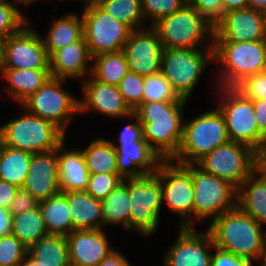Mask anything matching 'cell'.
<instances>
[{
  "mask_svg": "<svg viewBox=\"0 0 266 266\" xmlns=\"http://www.w3.org/2000/svg\"><path fill=\"white\" fill-rule=\"evenodd\" d=\"M208 226L207 230L216 247L246 258L252 263L258 261L262 264L265 256L266 228L263 230L262 225L238 206L217 217Z\"/></svg>",
  "mask_w": 266,
  "mask_h": 266,
  "instance_id": "cell-1",
  "label": "cell"
},
{
  "mask_svg": "<svg viewBox=\"0 0 266 266\" xmlns=\"http://www.w3.org/2000/svg\"><path fill=\"white\" fill-rule=\"evenodd\" d=\"M187 102L183 98L170 102H142L134 110L143 126V138L162 159H171L178 152Z\"/></svg>",
  "mask_w": 266,
  "mask_h": 266,
  "instance_id": "cell-2",
  "label": "cell"
},
{
  "mask_svg": "<svg viewBox=\"0 0 266 266\" xmlns=\"http://www.w3.org/2000/svg\"><path fill=\"white\" fill-rule=\"evenodd\" d=\"M151 27L157 32L163 48H213V24L190 3L159 19Z\"/></svg>",
  "mask_w": 266,
  "mask_h": 266,
  "instance_id": "cell-3",
  "label": "cell"
},
{
  "mask_svg": "<svg viewBox=\"0 0 266 266\" xmlns=\"http://www.w3.org/2000/svg\"><path fill=\"white\" fill-rule=\"evenodd\" d=\"M229 141L224 116L216 107L190 120L184 118L181 143L171 159L181 164H196L219 145Z\"/></svg>",
  "mask_w": 266,
  "mask_h": 266,
  "instance_id": "cell-4",
  "label": "cell"
},
{
  "mask_svg": "<svg viewBox=\"0 0 266 266\" xmlns=\"http://www.w3.org/2000/svg\"><path fill=\"white\" fill-rule=\"evenodd\" d=\"M214 65L221 69L216 87H236L245 78L266 71V40L213 42Z\"/></svg>",
  "mask_w": 266,
  "mask_h": 266,
  "instance_id": "cell-5",
  "label": "cell"
},
{
  "mask_svg": "<svg viewBox=\"0 0 266 266\" xmlns=\"http://www.w3.org/2000/svg\"><path fill=\"white\" fill-rule=\"evenodd\" d=\"M20 116L0 125V142L31 154L57 149L66 135L53 122L37 117L22 107Z\"/></svg>",
  "mask_w": 266,
  "mask_h": 266,
  "instance_id": "cell-6",
  "label": "cell"
},
{
  "mask_svg": "<svg viewBox=\"0 0 266 266\" xmlns=\"http://www.w3.org/2000/svg\"><path fill=\"white\" fill-rule=\"evenodd\" d=\"M216 88V107L224 116L230 141L249 146L266 160V137L257 128L252 100L235 87Z\"/></svg>",
  "mask_w": 266,
  "mask_h": 266,
  "instance_id": "cell-7",
  "label": "cell"
},
{
  "mask_svg": "<svg viewBox=\"0 0 266 266\" xmlns=\"http://www.w3.org/2000/svg\"><path fill=\"white\" fill-rule=\"evenodd\" d=\"M211 62H214L213 48H164L160 72L178 96L189 101L201 75H204L205 69Z\"/></svg>",
  "mask_w": 266,
  "mask_h": 266,
  "instance_id": "cell-8",
  "label": "cell"
},
{
  "mask_svg": "<svg viewBox=\"0 0 266 266\" xmlns=\"http://www.w3.org/2000/svg\"><path fill=\"white\" fill-rule=\"evenodd\" d=\"M129 192V232L151 237L158 230L162 209V186L153 174L122 180Z\"/></svg>",
  "mask_w": 266,
  "mask_h": 266,
  "instance_id": "cell-9",
  "label": "cell"
},
{
  "mask_svg": "<svg viewBox=\"0 0 266 266\" xmlns=\"http://www.w3.org/2000/svg\"><path fill=\"white\" fill-rule=\"evenodd\" d=\"M162 186V204L180 215L181 228H193L194 189L192 164L163 159L155 172Z\"/></svg>",
  "mask_w": 266,
  "mask_h": 266,
  "instance_id": "cell-10",
  "label": "cell"
},
{
  "mask_svg": "<svg viewBox=\"0 0 266 266\" xmlns=\"http://www.w3.org/2000/svg\"><path fill=\"white\" fill-rule=\"evenodd\" d=\"M265 160L249 146L229 141L219 145L196 164L204 171L227 181L236 189Z\"/></svg>",
  "mask_w": 266,
  "mask_h": 266,
  "instance_id": "cell-11",
  "label": "cell"
},
{
  "mask_svg": "<svg viewBox=\"0 0 266 266\" xmlns=\"http://www.w3.org/2000/svg\"><path fill=\"white\" fill-rule=\"evenodd\" d=\"M194 189L193 228L196 223L217 217L237 206V189L227 181L192 164Z\"/></svg>",
  "mask_w": 266,
  "mask_h": 266,
  "instance_id": "cell-12",
  "label": "cell"
},
{
  "mask_svg": "<svg viewBox=\"0 0 266 266\" xmlns=\"http://www.w3.org/2000/svg\"><path fill=\"white\" fill-rule=\"evenodd\" d=\"M66 80L50 78L20 106L29 113L53 122L65 134L75 115H79V99L64 88Z\"/></svg>",
  "mask_w": 266,
  "mask_h": 266,
  "instance_id": "cell-13",
  "label": "cell"
},
{
  "mask_svg": "<svg viewBox=\"0 0 266 266\" xmlns=\"http://www.w3.org/2000/svg\"><path fill=\"white\" fill-rule=\"evenodd\" d=\"M83 8V36L91 57L123 50L132 30L96 3H88Z\"/></svg>",
  "mask_w": 266,
  "mask_h": 266,
  "instance_id": "cell-14",
  "label": "cell"
},
{
  "mask_svg": "<svg viewBox=\"0 0 266 266\" xmlns=\"http://www.w3.org/2000/svg\"><path fill=\"white\" fill-rule=\"evenodd\" d=\"M27 23L19 32L4 38L1 68L50 69L42 36Z\"/></svg>",
  "mask_w": 266,
  "mask_h": 266,
  "instance_id": "cell-15",
  "label": "cell"
},
{
  "mask_svg": "<svg viewBox=\"0 0 266 266\" xmlns=\"http://www.w3.org/2000/svg\"><path fill=\"white\" fill-rule=\"evenodd\" d=\"M214 242L211 234L195 228H178L175 242L167 248L162 266H211Z\"/></svg>",
  "mask_w": 266,
  "mask_h": 266,
  "instance_id": "cell-16",
  "label": "cell"
},
{
  "mask_svg": "<svg viewBox=\"0 0 266 266\" xmlns=\"http://www.w3.org/2000/svg\"><path fill=\"white\" fill-rule=\"evenodd\" d=\"M213 27V42L266 40L264 12L248 7L223 13Z\"/></svg>",
  "mask_w": 266,
  "mask_h": 266,
  "instance_id": "cell-17",
  "label": "cell"
},
{
  "mask_svg": "<svg viewBox=\"0 0 266 266\" xmlns=\"http://www.w3.org/2000/svg\"><path fill=\"white\" fill-rule=\"evenodd\" d=\"M163 49L151 26L131 31L123 48L129 71L143 77L160 72Z\"/></svg>",
  "mask_w": 266,
  "mask_h": 266,
  "instance_id": "cell-18",
  "label": "cell"
},
{
  "mask_svg": "<svg viewBox=\"0 0 266 266\" xmlns=\"http://www.w3.org/2000/svg\"><path fill=\"white\" fill-rule=\"evenodd\" d=\"M82 99H79V114L96 111L103 116L125 119L134 111L125 102L118 86L101 83L91 75L82 83Z\"/></svg>",
  "mask_w": 266,
  "mask_h": 266,
  "instance_id": "cell-19",
  "label": "cell"
},
{
  "mask_svg": "<svg viewBox=\"0 0 266 266\" xmlns=\"http://www.w3.org/2000/svg\"><path fill=\"white\" fill-rule=\"evenodd\" d=\"M22 188L38 202L61 192L58 176V148L32 155Z\"/></svg>",
  "mask_w": 266,
  "mask_h": 266,
  "instance_id": "cell-20",
  "label": "cell"
},
{
  "mask_svg": "<svg viewBox=\"0 0 266 266\" xmlns=\"http://www.w3.org/2000/svg\"><path fill=\"white\" fill-rule=\"evenodd\" d=\"M104 229L74 230L66 236L71 266H98L116 249Z\"/></svg>",
  "mask_w": 266,
  "mask_h": 266,
  "instance_id": "cell-21",
  "label": "cell"
},
{
  "mask_svg": "<svg viewBox=\"0 0 266 266\" xmlns=\"http://www.w3.org/2000/svg\"><path fill=\"white\" fill-rule=\"evenodd\" d=\"M113 147L116 149L118 175L122 179L153 174L163 160L146 141L128 142Z\"/></svg>",
  "mask_w": 266,
  "mask_h": 266,
  "instance_id": "cell-22",
  "label": "cell"
},
{
  "mask_svg": "<svg viewBox=\"0 0 266 266\" xmlns=\"http://www.w3.org/2000/svg\"><path fill=\"white\" fill-rule=\"evenodd\" d=\"M51 78L82 82L91 75L92 57L82 36L78 41L57 50L50 58Z\"/></svg>",
  "mask_w": 266,
  "mask_h": 266,
  "instance_id": "cell-23",
  "label": "cell"
},
{
  "mask_svg": "<svg viewBox=\"0 0 266 266\" xmlns=\"http://www.w3.org/2000/svg\"><path fill=\"white\" fill-rule=\"evenodd\" d=\"M237 206L258 224L266 225V160L237 189Z\"/></svg>",
  "mask_w": 266,
  "mask_h": 266,
  "instance_id": "cell-24",
  "label": "cell"
},
{
  "mask_svg": "<svg viewBox=\"0 0 266 266\" xmlns=\"http://www.w3.org/2000/svg\"><path fill=\"white\" fill-rule=\"evenodd\" d=\"M64 141L58 147V176L61 192L86 190L90 173L82 151L66 150ZM79 149V150H78Z\"/></svg>",
  "mask_w": 266,
  "mask_h": 266,
  "instance_id": "cell-25",
  "label": "cell"
},
{
  "mask_svg": "<svg viewBox=\"0 0 266 266\" xmlns=\"http://www.w3.org/2000/svg\"><path fill=\"white\" fill-rule=\"evenodd\" d=\"M0 77L8 83L7 94L20 106L51 78V74L50 69L1 68Z\"/></svg>",
  "mask_w": 266,
  "mask_h": 266,
  "instance_id": "cell-26",
  "label": "cell"
},
{
  "mask_svg": "<svg viewBox=\"0 0 266 266\" xmlns=\"http://www.w3.org/2000/svg\"><path fill=\"white\" fill-rule=\"evenodd\" d=\"M68 200L74 230L103 229L101 201L86 190L62 192Z\"/></svg>",
  "mask_w": 266,
  "mask_h": 266,
  "instance_id": "cell-27",
  "label": "cell"
},
{
  "mask_svg": "<svg viewBox=\"0 0 266 266\" xmlns=\"http://www.w3.org/2000/svg\"><path fill=\"white\" fill-rule=\"evenodd\" d=\"M65 13L53 19L48 34L42 37L49 58L59 49L78 41L83 36L82 15Z\"/></svg>",
  "mask_w": 266,
  "mask_h": 266,
  "instance_id": "cell-28",
  "label": "cell"
},
{
  "mask_svg": "<svg viewBox=\"0 0 266 266\" xmlns=\"http://www.w3.org/2000/svg\"><path fill=\"white\" fill-rule=\"evenodd\" d=\"M49 234L67 236L73 231L67 197L62 193L38 202Z\"/></svg>",
  "mask_w": 266,
  "mask_h": 266,
  "instance_id": "cell-29",
  "label": "cell"
},
{
  "mask_svg": "<svg viewBox=\"0 0 266 266\" xmlns=\"http://www.w3.org/2000/svg\"><path fill=\"white\" fill-rule=\"evenodd\" d=\"M90 174H118L116 149L107 138L97 137L82 150Z\"/></svg>",
  "mask_w": 266,
  "mask_h": 266,
  "instance_id": "cell-30",
  "label": "cell"
},
{
  "mask_svg": "<svg viewBox=\"0 0 266 266\" xmlns=\"http://www.w3.org/2000/svg\"><path fill=\"white\" fill-rule=\"evenodd\" d=\"M41 266H71L66 236L49 234L28 248Z\"/></svg>",
  "mask_w": 266,
  "mask_h": 266,
  "instance_id": "cell-31",
  "label": "cell"
},
{
  "mask_svg": "<svg viewBox=\"0 0 266 266\" xmlns=\"http://www.w3.org/2000/svg\"><path fill=\"white\" fill-rule=\"evenodd\" d=\"M103 228L120 225L129 231V192L128 186L121 181L109 195L101 201Z\"/></svg>",
  "mask_w": 266,
  "mask_h": 266,
  "instance_id": "cell-32",
  "label": "cell"
},
{
  "mask_svg": "<svg viewBox=\"0 0 266 266\" xmlns=\"http://www.w3.org/2000/svg\"><path fill=\"white\" fill-rule=\"evenodd\" d=\"M31 153L8 147L0 142V180L22 188L28 174Z\"/></svg>",
  "mask_w": 266,
  "mask_h": 266,
  "instance_id": "cell-33",
  "label": "cell"
},
{
  "mask_svg": "<svg viewBox=\"0 0 266 266\" xmlns=\"http://www.w3.org/2000/svg\"><path fill=\"white\" fill-rule=\"evenodd\" d=\"M92 62L91 76L105 84L118 86L129 71L123 50L97 55L92 58Z\"/></svg>",
  "mask_w": 266,
  "mask_h": 266,
  "instance_id": "cell-34",
  "label": "cell"
},
{
  "mask_svg": "<svg viewBox=\"0 0 266 266\" xmlns=\"http://www.w3.org/2000/svg\"><path fill=\"white\" fill-rule=\"evenodd\" d=\"M26 247L49 235L39 206L12 217V231Z\"/></svg>",
  "mask_w": 266,
  "mask_h": 266,
  "instance_id": "cell-35",
  "label": "cell"
},
{
  "mask_svg": "<svg viewBox=\"0 0 266 266\" xmlns=\"http://www.w3.org/2000/svg\"><path fill=\"white\" fill-rule=\"evenodd\" d=\"M96 4L132 31L149 26L142 14L141 0H98Z\"/></svg>",
  "mask_w": 266,
  "mask_h": 266,
  "instance_id": "cell-36",
  "label": "cell"
},
{
  "mask_svg": "<svg viewBox=\"0 0 266 266\" xmlns=\"http://www.w3.org/2000/svg\"><path fill=\"white\" fill-rule=\"evenodd\" d=\"M180 97L161 72L144 77L143 102L178 101Z\"/></svg>",
  "mask_w": 266,
  "mask_h": 266,
  "instance_id": "cell-37",
  "label": "cell"
},
{
  "mask_svg": "<svg viewBox=\"0 0 266 266\" xmlns=\"http://www.w3.org/2000/svg\"><path fill=\"white\" fill-rule=\"evenodd\" d=\"M13 1L0 2V37L3 38L19 32L28 23L27 16L19 10L21 3Z\"/></svg>",
  "mask_w": 266,
  "mask_h": 266,
  "instance_id": "cell-38",
  "label": "cell"
},
{
  "mask_svg": "<svg viewBox=\"0 0 266 266\" xmlns=\"http://www.w3.org/2000/svg\"><path fill=\"white\" fill-rule=\"evenodd\" d=\"M186 3V0H141V10L143 17L152 26L159 19L171 15L181 9Z\"/></svg>",
  "mask_w": 266,
  "mask_h": 266,
  "instance_id": "cell-39",
  "label": "cell"
},
{
  "mask_svg": "<svg viewBox=\"0 0 266 266\" xmlns=\"http://www.w3.org/2000/svg\"><path fill=\"white\" fill-rule=\"evenodd\" d=\"M27 253L28 247L12 233L0 238V266H21Z\"/></svg>",
  "mask_w": 266,
  "mask_h": 266,
  "instance_id": "cell-40",
  "label": "cell"
},
{
  "mask_svg": "<svg viewBox=\"0 0 266 266\" xmlns=\"http://www.w3.org/2000/svg\"><path fill=\"white\" fill-rule=\"evenodd\" d=\"M144 77L128 71L118 88L125 102L134 111L143 102Z\"/></svg>",
  "mask_w": 266,
  "mask_h": 266,
  "instance_id": "cell-41",
  "label": "cell"
},
{
  "mask_svg": "<svg viewBox=\"0 0 266 266\" xmlns=\"http://www.w3.org/2000/svg\"><path fill=\"white\" fill-rule=\"evenodd\" d=\"M123 179L118 174H90L86 191L97 200H104Z\"/></svg>",
  "mask_w": 266,
  "mask_h": 266,
  "instance_id": "cell-42",
  "label": "cell"
},
{
  "mask_svg": "<svg viewBox=\"0 0 266 266\" xmlns=\"http://www.w3.org/2000/svg\"><path fill=\"white\" fill-rule=\"evenodd\" d=\"M235 88L248 99L266 100V71L245 78Z\"/></svg>",
  "mask_w": 266,
  "mask_h": 266,
  "instance_id": "cell-43",
  "label": "cell"
},
{
  "mask_svg": "<svg viewBox=\"0 0 266 266\" xmlns=\"http://www.w3.org/2000/svg\"><path fill=\"white\" fill-rule=\"evenodd\" d=\"M189 3L213 25L223 15V0H190Z\"/></svg>",
  "mask_w": 266,
  "mask_h": 266,
  "instance_id": "cell-44",
  "label": "cell"
},
{
  "mask_svg": "<svg viewBox=\"0 0 266 266\" xmlns=\"http://www.w3.org/2000/svg\"><path fill=\"white\" fill-rule=\"evenodd\" d=\"M127 119H131L133 122L125 125L123 130L120 131L117 141L111 143L113 145H122L123 143L128 142H136V141H145L143 138V126L140 124L138 116L133 112L131 115L127 117Z\"/></svg>",
  "mask_w": 266,
  "mask_h": 266,
  "instance_id": "cell-45",
  "label": "cell"
},
{
  "mask_svg": "<svg viewBox=\"0 0 266 266\" xmlns=\"http://www.w3.org/2000/svg\"><path fill=\"white\" fill-rule=\"evenodd\" d=\"M38 206V201L25 189L18 188L14 201L11 203L9 212L11 217L30 211Z\"/></svg>",
  "mask_w": 266,
  "mask_h": 266,
  "instance_id": "cell-46",
  "label": "cell"
},
{
  "mask_svg": "<svg viewBox=\"0 0 266 266\" xmlns=\"http://www.w3.org/2000/svg\"><path fill=\"white\" fill-rule=\"evenodd\" d=\"M211 266H254L250 260L240 258L229 251L222 250L214 245L211 257Z\"/></svg>",
  "mask_w": 266,
  "mask_h": 266,
  "instance_id": "cell-47",
  "label": "cell"
},
{
  "mask_svg": "<svg viewBox=\"0 0 266 266\" xmlns=\"http://www.w3.org/2000/svg\"><path fill=\"white\" fill-rule=\"evenodd\" d=\"M18 187L9 184L6 181L0 180V207L4 209L10 208L11 203L14 201L15 193Z\"/></svg>",
  "mask_w": 266,
  "mask_h": 266,
  "instance_id": "cell-48",
  "label": "cell"
},
{
  "mask_svg": "<svg viewBox=\"0 0 266 266\" xmlns=\"http://www.w3.org/2000/svg\"><path fill=\"white\" fill-rule=\"evenodd\" d=\"M258 130L266 137V100H252Z\"/></svg>",
  "mask_w": 266,
  "mask_h": 266,
  "instance_id": "cell-49",
  "label": "cell"
},
{
  "mask_svg": "<svg viewBox=\"0 0 266 266\" xmlns=\"http://www.w3.org/2000/svg\"><path fill=\"white\" fill-rule=\"evenodd\" d=\"M98 266H133L129 259L126 258L120 251H113L109 256L104 258Z\"/></svg>",
  "mask_w": 266,
  "mask_h": 266,
  "instance_id": "cell-50",
  "label": "cell"
},
{
  "mask_svg": "<svg viewBox=\"0 0 266 266\" xmlns=\"http://www.w3.org/2000/svg\"><path fill=\"white\" fill-rule=\"evenodd\" d=\"M12 231V217L8 209L0 207V238L11 234Z\"/></svg>",
  "mask_w": 266,
  "mask_h": 266,
  "instance_id": "cell-51",
  "label": "cell"
},
{
  "mask_svg": "<svg viewBox=\"0 0 266 266\" xmlns=\"http://www.w3.org/2000/svg\"><path fill=\"white\" fill-rule=\"evenodd\" d=\"M248 7L247 0H223V13Z\"/></svg>",
  "mask_w": 266,
  "mask_h": 266,
  "instance_id": "cell-52",
  "label": "cell"
},
{
  "mask_svg": "<svg viewBox=\"0 0 266 266\" xmlns=\"http://www.w3.org/2000/svg\"><path fill=\"white\" fill-rule=\"evenodd\" d=\"M248 8L258 11H266V0H247Z\"/></svg>",
  "mask_w": 266,
  "mask_h": 266,
  "instance_id": "cell-53",
  "label": "cell"
},
{
  "mask_svg": "<svg viewBox=\"0 0 266 266\" xmlns=\"http://www.w3.org/2000/svg\"><path fill=\"white\" fill-rule=\"evenodd\" d=\"M21 266H41V265H39V262L36 261L29 253H27Z\"/></svg>",
  "mask_w": 266,
  "mask_h": 266,
  "instance_id": "cell-54",
  "label": "cell"
},
{
  "mask_svg": "<svg viewBox=\"0 0 266 266\" xmlns=\"http://www.w3.org/2000/svg\"><path fill=\"white\" fill-rule=\"evenodd\" d=\"M3 41H4V38L0 37V70L2 66Z\"/></svg>",
  "mask_w": 266,
  "mask_h": 266,
  "instance_id": "cell-55",
  "label": "cell"
},
{
  "mask_svg": "<svg viewBox=\"0 0 266 266\" xmlns=\"http://www.w3.org/2000/svg\"><path fill=\"white\" fill-rule=\"evenodd\" d=\"M22 6L33 4V2H36L37 0H18Z\"/></svg>",
  "mask_w": 266,
  "mask_h": 266,
  "instance_id": "cell-56",
  "label": "cell"
},
{
  "mask_svg": "<svg viewBox=\"0 0 266 266\" xmlns=\"http://www.w3.org/2000/svg\"><path fill=\"white\" fill-rule=\"evenodd\" d=\"M82 3L84 2V5L88 4V3H96L98 0H81Z\"/></svg>",
  "mask_w": 266,
  "mask_h": 266,
  "instance_id": "cell-57",
  "label": "cell"
},
{
  "mask_svg": "<svg viewBox=\"0 0 266 266\" xmlns=\"http://www.w3.org/2000/svg\"><path fill=\"white\" fill-rule=\"evenodd\" d=\"M258 266H266V244H265V256H264V260H263L262 264H260Z\"/></svg>",
  "mask_w": 266,
  "mask_h": 266,
  "instance_id": "cell-58",
  "label": "cell"
},
{
  "mask_svg": "<svg viewBox=\"0 0 266 266\" xmlns=\"http://www.w3.org/2000/svg\"><path fill=\"white\" fill-rule=\"evenodd\" d=\"M265 29H266V11L264 12Z\"/></svg>",
  "mask_w": 266,
  "mask_h": 266,
  "instance_id": "cell-59",
  "label": "cell"
}]
</instances>
